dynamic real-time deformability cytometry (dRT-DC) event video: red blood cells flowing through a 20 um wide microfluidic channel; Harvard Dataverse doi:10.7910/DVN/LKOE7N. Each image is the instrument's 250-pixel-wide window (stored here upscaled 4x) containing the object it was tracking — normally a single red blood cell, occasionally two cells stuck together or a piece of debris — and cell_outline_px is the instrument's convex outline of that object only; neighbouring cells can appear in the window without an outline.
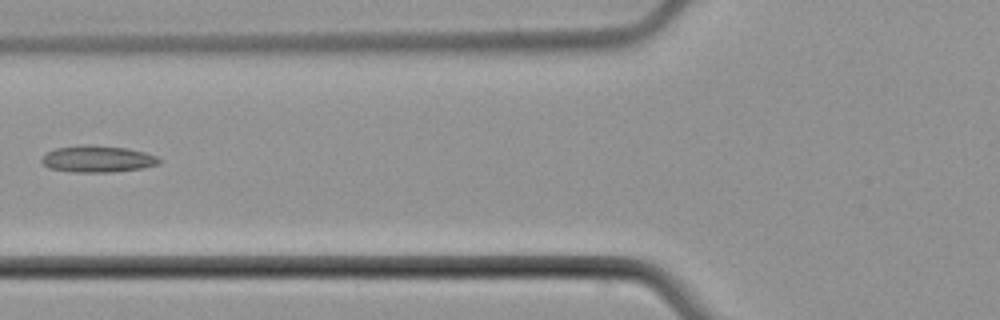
{"species": "common noctule bat (a hibernating species)", "species_latin": "Nyctalus noctula", "temperature_condition": "cold", "stored_images_in_passage": 4, "camera_frame_rate_fps": 3000, "um_per_image_px": 0.085, "animal": {"sex": "male", "body_mass_g": 21.5, "forearm_length_mm": 52.0}, "frame": {"image": 1, "passage_image": 3, "time_ms": 3.333, "image_size_px": [1000, 320], "cell_outline_px": [[160, 164], [140, 168], [112, 172], [72, 172], [48, 168], [40, 160], [48, 152], [56, 148], [80, 144], [92, 144], [128, 148], [144, 152], [156, 156], [160, 160]], "centroid_in_image_um": [8.28, 13.5], "position_along_channel_um": 117.5, "area_um2": 18.32}}
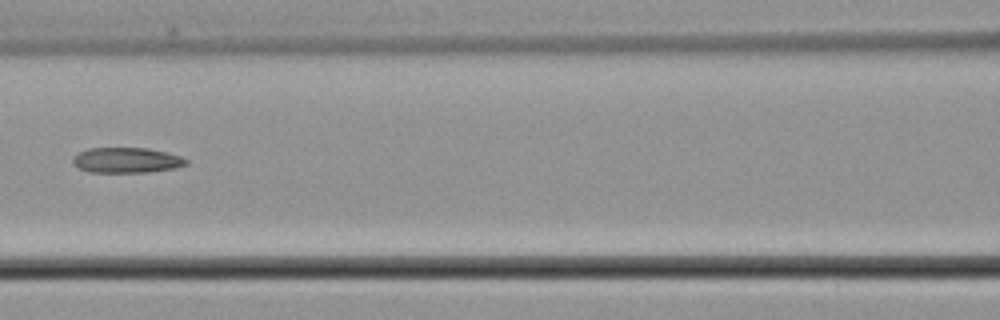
{"frame": {"image": 2, "passage_image": 4, "time_ms": 4.333, "image_size_px": [1000, 320], "cell_outline_px": [[188, 164], [176, 168], [148, 172], [88, 172], [72, 164], [72, 160], [80, 152], [88, 148], [148, 148], [168, 152], [180, 156], [188, 160]], "centroid_in_image_um": [10.79, 13.62], "position_along_channel_um": 155.8, "area_um2": 16.76}}